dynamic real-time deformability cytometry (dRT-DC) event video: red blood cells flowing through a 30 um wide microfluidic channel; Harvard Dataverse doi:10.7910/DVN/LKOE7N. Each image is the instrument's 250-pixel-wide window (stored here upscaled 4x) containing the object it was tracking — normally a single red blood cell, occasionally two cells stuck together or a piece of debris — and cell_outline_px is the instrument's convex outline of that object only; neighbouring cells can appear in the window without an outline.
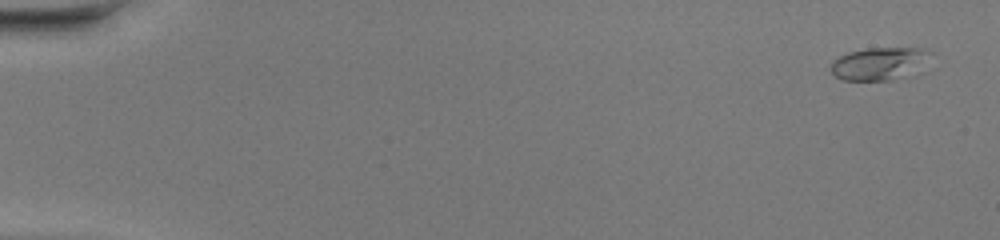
{"species": "common noctule bat (a hibernating species)", "species_latin": "Nyctalus noctula", "temperature_condition": "warm", "stored_images_in_passage": 46, "camera_frame_rate_fps": 3000, "um_per_image_px": 0.085, "animal": {"sex": "female", "body_mass_g": 20.0, "forearm_length_mm": 54.0}, "frame": {"image": 1, "passage_image": 1, "time_ms": 0.0, "image_size_px": [1000, 240], "cell_outline_px": [[932, 52], [900, 76], [892, 80], [844, 80], [836, 76], [832, 72], [832, 60], [848, 52], [868, 48], [924, 48]], "centroid_in_image_um": [74.55, 5.38], "position_along_channel_um": 10.4, "area_um2": 17.69}}
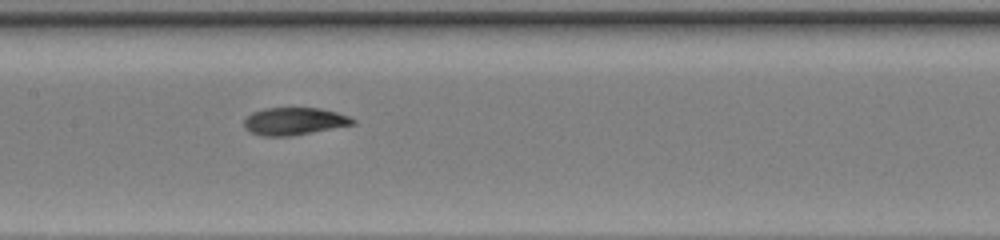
{"frame": {"image": 2, "passage_image": 23, "time_ms": 7.333, "image_size_px": [1000, 240], "cell_outline_px": [[356, 124], [292, 136], [264, 136], [252, 132], [244, 128], [244, 120], [252, 112], [264, 108], [320, 108], [336, 112], [348, 116], [356, 120]], "centroid_in_image_um": [25.02, 10.31], "position_along_channel_um": 182.4, "area_um2": 17.4}}
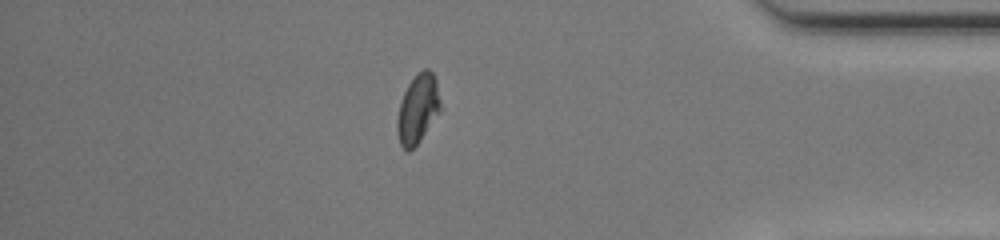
{"frame": {"image": 3, "passage_image": 40, "time_ms": 13.0, "image_size_px": [1000, 240], "cell_outline_px": [[440, 112], [420, 140], [408, 152], [400, 144], [396, 132], [396, 120], [400, 100], [408, 84], [424, 68], [428, 68], [432, 72], [436, 80], [440, 100]], "centroid_in_image_um": [35.49, 9.27], "position_along_channel_um": 399.7, "area_um2": 17.34}, "authors_computed_cell_mechanics": {"area_um2": 17.3111, "velocity_mm_per_s": 4.34, "shape_relaxation_time_tau1_ms": 9.1628, "shape_relaxation_time_tau2_ms": 1.8513, "deformation_change_tau1": 0.3275, "deformation_change_tau2": 0.0632}}